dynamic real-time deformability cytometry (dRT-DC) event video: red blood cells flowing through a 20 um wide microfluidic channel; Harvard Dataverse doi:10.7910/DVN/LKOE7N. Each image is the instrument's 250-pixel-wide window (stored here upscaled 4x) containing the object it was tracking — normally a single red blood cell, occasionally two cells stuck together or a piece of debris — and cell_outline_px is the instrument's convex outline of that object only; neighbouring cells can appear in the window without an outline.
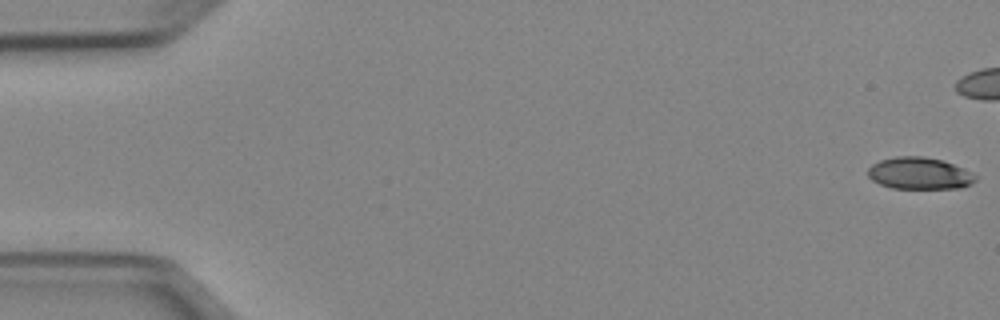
{"species": "Egyptian fruit bat (a non-hibernating species)", "species_latin": "Rousettus aegyptiacus", "temperature_condition": "cold", "stored_images_in_passage": 42, "camera_frame_rate_fps": 3000, "um_per_image_px": 0.085, "animal": {"sex": "female"}, "frame": {"image": 1, "passage_image": 1, "time_ms": 0.0, "image_size_px": [1000, 320], "cell_outline_px": [[976, 180], [972, 184], [960, 188], [892, 188], [880, 184], [872, 180], [868, 176], [868, 168], [872, 164], [880, 160], [896, 156], [924, 156], [940, 160], [964, 168], [976, 176]], "centroid_in_image_um": [78.14, 14.73], "position_along_channel_um": 6.9, "area_um2": 19.94}}